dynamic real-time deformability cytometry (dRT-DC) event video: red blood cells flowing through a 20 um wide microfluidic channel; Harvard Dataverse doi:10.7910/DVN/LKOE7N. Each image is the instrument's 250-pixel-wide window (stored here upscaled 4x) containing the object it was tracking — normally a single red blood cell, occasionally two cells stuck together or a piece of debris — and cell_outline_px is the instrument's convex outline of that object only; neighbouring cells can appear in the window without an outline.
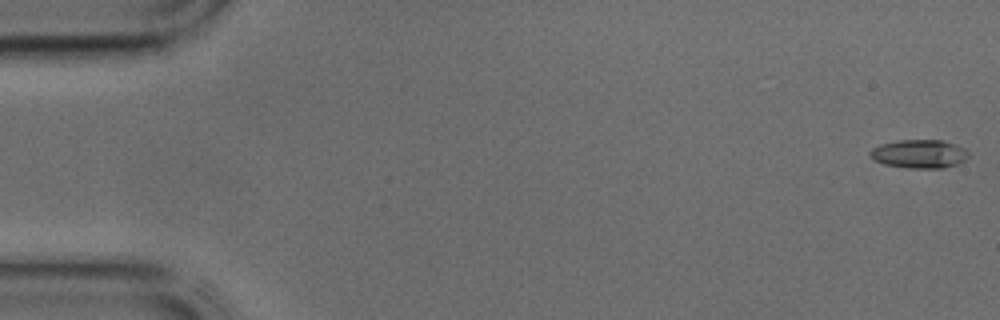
{"species": "common noctule bat (a hibernating species)", "species_latin": "Nyctalus noctula", "temperature_condition": "cold", "stored_images_in_passage": 39, "camera_frame_rate_fps": 3000, "um_per_image_px": 0.085, "animal": {"sex": "male", "body_mass_g": 17.9, "forearm_length_mm": 54.2}, "frame": {"image": 1, "passage_image": 1, "time_ms": 0.0, "image_size_px": [1000, 320], "cell_outline_px": [[968, 156], [964, 160], [956, 164], [944, 168], [908, 168], [884, 164], [868, 156], [868, 152], [872, 148], [880, 144], [900, 140], [940, 140], [956, 144], [964, 148], [968, 152]], "centroid_in_image_um": [78.11, 13.08], "position_along_channel_um": 6.9, "area_um2": 16.36}}
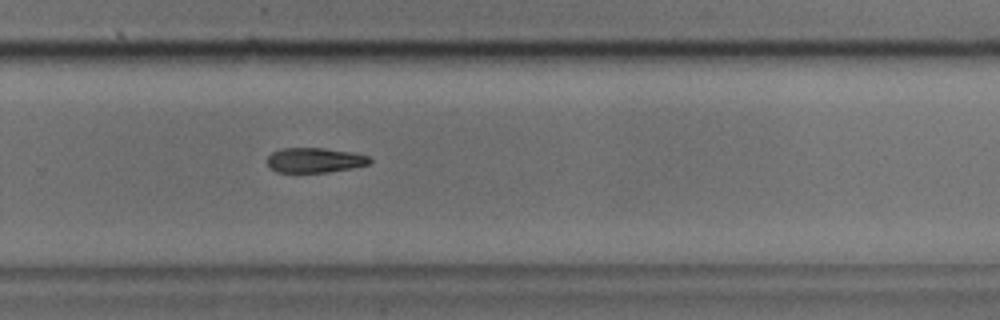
{"frame": {"image": 2, "passage_image": 29, "time_ms": 9.333, "image_size_px": [1000, 320], "cell_outline_px": [[372, 160], [368, 164], [352, 168], [328, 172], [276, 172], [268, 164], [268, 156], [272, 152], [280, 148], [324, 148], [352, 152], [368, 156]], "centroid_in_image_um": [26.75, 13.61], "position_along_channel_um": 303.0, "area_um2": 14.8}}
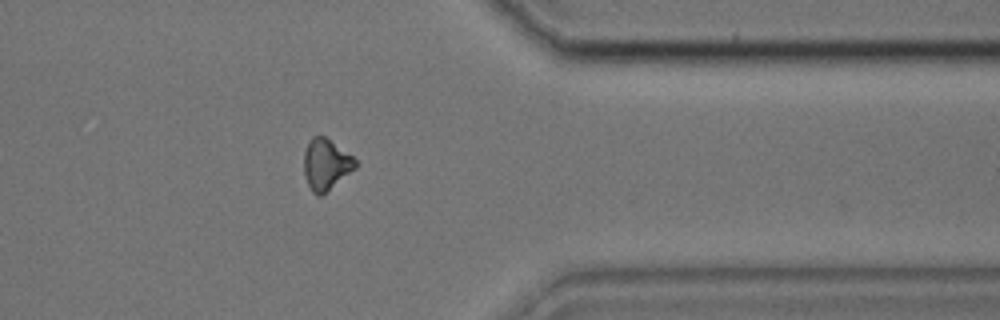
{"frame": {"image": 3, "passage_image": 35, "time_ms": 11.333, "image_size_px": [1000, 320], "cell_outline_px": [[360, 164], [356, 168], [320, 196], [316, 196], [312, 192], [304, 176], [304, 152], [308, 140], [312, 136], [324, 136], [352, 156]], "centroid_in_image_um": [27.7, 13.97], "position_along_channel_um": 383.7, "area_um2": 15.26}}